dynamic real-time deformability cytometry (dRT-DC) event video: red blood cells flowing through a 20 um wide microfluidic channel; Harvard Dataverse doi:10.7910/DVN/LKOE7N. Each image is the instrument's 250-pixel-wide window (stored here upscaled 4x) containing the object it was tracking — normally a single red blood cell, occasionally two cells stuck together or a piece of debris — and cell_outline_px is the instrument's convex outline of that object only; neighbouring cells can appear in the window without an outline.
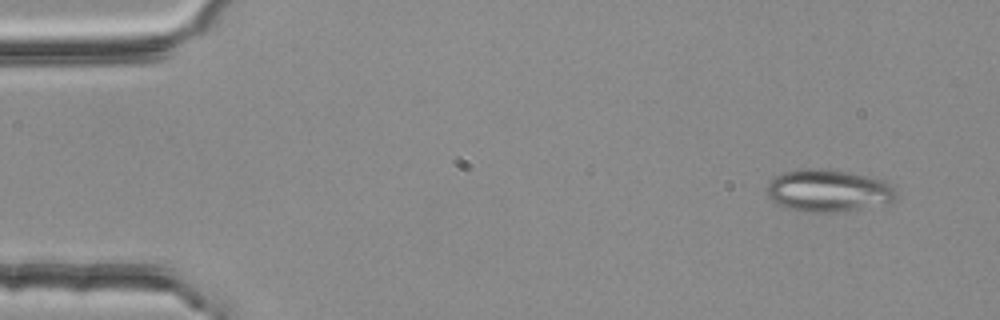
{"species": "common noctule bat (a hibernating species)", "species_latin": "Nyctalus noctula", "temperature_condition": "room temperature", "stored_images_in_passage": 5, "camera_frame_rate_fps": 3000, "um_per_image_px": 0.085, "animal": {"sex": "female", "body_mass_g": 25.1}, "frame": {"image": 1, "passage_image": 5, "time_ms": 1.333, "image_size_px": [1000, 320], "cell_outline_px": [[896, 196], [892, 200], [884, 204], [844, 212], [808, 212], [788, 208], [776, 204], [768, 196], [764, 188], [768, 180], [772, 176], [784, 172], [812, 168], [820, 168], [868, 176], [888, 180], [892, 184], [896, 192]], "centroid_in_image_um": [70.37, 16.21], "position_along_channel_um": 14.6, "area_um2": 32.25}}